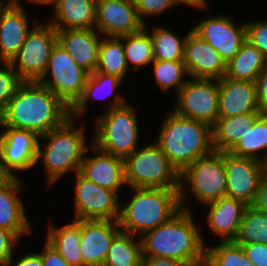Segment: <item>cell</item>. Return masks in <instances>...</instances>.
Instances as JSON below:
<instances>
[{
	"instance_id": "41",
	"label": "cell",
	"mask_w": 267,
	"mask_h": 266,
	"mask_svg": "<svg viewBox=\"0 0 267 266\" xmlns=\"http://www.w3.org/2000/svg\"><path fill=\"white\" fill-rule=\"evenodd\" d=\"M19 238L11 231L0 227V266H10L12 264L13 247Z\"/></svg>"
},
{
	"instance_id": "43",
	"label": "cell",
	"mask_w": 267,
	"mask_h": 266,
	"mask_svg": "<svg viewBox=\"0 0 267 266\" xmlns=\"http://www.w3.org/2000/svg\"><path fill=\"white\" fill-rule=\"evenodd\" d=\"M255 86L259 110L261 114L267 115V69L258 74Z\"/></svg>"
},
{
	"instance_id": "29",
	"label": "cell",
	"mask_w": 267,
	"mask_h": 266,
	"mask_svg": "<svg viewBox=\"0 0 267 266\" xmlns=\"http://www.w3.org/2000/svg\"><path fill=\"white\" fill-rule=\"evenodd\" d=\"M132 235L120 230L114 236L103 266H141L142 243L134 242Z\"/></svg>"
},
{
	"instance_id": "36",
	"label": "cell",
	"mask_w": 267,
	"mask_h": 266,
	"mask_svg": "<svg viewBox=\"0 0 267 266\" xmlns=\"http://www.w3.org/2000/svg\"><path fill=\"white\" fill-rule=\"evenodd\" d=\"M121 81L122 80L118 78L117 76L107 75V74H103V73L96 72V71L89 74L87 81H86V85L83 89L82 95L70 107V117L71 116H72L71 118H73L74 116L78 117L82 115L83 113H85L84 111L86 109V104L89 98L93 95L95 96L96 92L99 91V89L100 90L103 89L106 92L113 93Z\"/></svg>"
},
{
	"instance_id": "4",
	"label": "cell",
	"mask_w": 267,
	"mask_h": 266,
	"mask_svg": "<svg viewBox=\"0 0 267 266\" xmlns=\"http://www.w3.org/2000/svg\"><path fill=\"white\" fill-rule=\"evenodd\" d=\"M131 201L120 206L118 225L134 236H142L168 222L181 210L179 189L138 188Z\"/></svg>"
},
{
	"instance_id": "51",
	"label": "cell",
	"mask_w": 267,
	"mask_h": 266,
	"mask_svg": "<svg viewBox=\"0 0 267 266\" xmlns=\"http://www.w3.org/2000/svg\"><path fill=\"white\" fill-rule=\"evenodd\" d=\"M8 4L9 3H7V4L4 5L3 1L0 0V14L7 7Z\"/></svg>"
},
{
	"instance_id": "15",
	"label": "cell",
	"mask_w": 267,
	"mask_h": 266,
	"mask_svg": "<svg viewBox=\"0 0 267 266\" xmlns=\"http://www.w3.org/2000/svg\"><path fill=\"white\" fill-rule=\"evenodd\" d=\"M192 31L209 43L227 64L246 41V23L234 25L226 16L207 18Z\"/></svg>"
},
{
	"instance_id": "5",
	"label": "cell",
	"mask_w": 267,
	"mask_h": 266,
	"mask_svg": "<svg viewBox=\"0 0 267 266\" xmlns=\"http://www.w3.org/2000/svg\"><path fill=\"white\" fill-rule=\"evenodd\" d=\"M72 120L69 117L61 126L39 136L48 141L42 151L38 143L37 162L42 156L50 185L69 170L78 172L89 149L85 143L84 128H75Z\"/></svg>"
},
{
	"instance_id": "18",
	"label": "cell",
	"mask_w": 267,
	"mask_h": 266,
	"mask_svg": "<svg viewBox=\"0 0 267 266\" xmlns=\"http://www.w3.org/2000/svg\"><path fill=\"white\" fill-rule=\"evenodd\" d=\"M118 221L81 219L80 252L83 266H103L114 236L121 230Z\"/></svg>"
},
{
	"instance_id": "26",
	"label": "cell",
	"mask_w": 267,
	"mask_h": 266,
	"mask_svg": "<svg viewBox=\"0 0 267 266\" xmlns=\"http://www.w3.org/2000/svg\"><path fill=\"white\" fill-rule=\"evenodd\" d=\"M261 112H250L234 117H218L212 126L214 151L229 152L252 127Z\"/></svg>"
},
{
	"instance_id": "9",
	"label": "cell",
	"mask_w": 267,
	"mask_h": 266,
	"mask_svg": "<svg viewBox=\"0 0 267 266\" xmlns=\"http://www.w3.org/2000/svg\"><path fill=\"white\" fill-rule=\"evenodd\" d=\"M57 43L56 28L51 24H36L9 63L14 69L17 68L15 71L23 81H39L45 74L52 50Z\"/></svg>"
},
{
	"instance_id": "34",
	"label": "cell",
	"mask_w": 267,
	"mask_h": 266,
	"mask_svg": "<svg viewBox=\"0 0 267 266\" xmlns=\"http://www.w3.org/2000/svg\"><path fill=\"white\" fill-rule=\"evenodd\" d=\"M154 60L183 61L186 36L179 39L170 30L157 27L152 30Z\"/></svg>"
},
{
	"instance_id": "49",
	"label": "cell",
	"mask_w": 267,
	"mask_h": 266,
	"mask_svg": "<svg viewBox=\"0 0 267 266\" xmlns=\"http://www.w3.org/2000/svg\"><path fill=\"white\" fill-rule=\"evenodd\" d=\"M10 178V175L5 171L3 165H2V159L0 154V183L8 180Z\"/></svg>"
},
{
	"instance_id": "50",
	"label": "cell",
	"mask_w": 267,
	"mask_h": 266,
	"mask_svg": "<svg viewBox=\"0 0 267 266\" xmlns=\"http://www.w3.org/2000/svg\"><path fill=\"white\" fill-rule=\"evenodd\" d=\"M29 1H31V2H35V3H43V4H51L54 0H29Z\"/></svg>"
},
{
	"instance_id": "38",
	"label": "cell",
	"mask_w": 267,
	"mask_h": 266,
	"mask_svg": "<svg viewBox=\"0 0 267 266\" xmlns=\"http://www.w3.org/2000/svg\"><path fill=\"white\" fill-rule=\"evenodd\" d=\"M4 64L5 69L0 67V115L23 82L9 62H4Z\"/></svg>"
},
{
	"instance_id": "3",
	"label": "cell",
	"mask_w": 267,
	"mask_h": 266,
	"mask_svg": "<svg viewBox=\"0 0 267 266\" xmlns=\"http://www.w3.org/2000/svg\"><path fill=\"white\" fill-rule=\"evenodd\" d=\"M161 128L155 143L179 173L198 158L214 151L212 127L205 122L172 112Z\"/></svg>"
},
{
	"instance_id": "30",
	"label": "cell",
	"mask_w": 267,
	"mask_h": 266,
	"mask_svg": "<svg viewBox=\"0 0 267 266\" xmlns=\"http://www.w3.org/2000/svg\"><path fill=\"white\" fill-rule=\"evenodd\" d=\"M121 42L119 37H106L101 40L96 72L114 75L122 80L128 66Z\"/></svg>"
},
{
	"instance_id": "44",
	"label": "cell",
	"mask_w": 267,
	"mask_h": 266,
	"mask_svg": "<svg viewBox=\"0 0 267 266\" xmlns=\"http://www.w3.org/2000/svg\"><path fill=\"white\" fill-rule=\"evenodd\" d=\"M43 266H71L59 254V252L46 241L44 251L41 253Z\"/></svg>"
},
{
	"instance_id": "40",
	"label": "cell",
	"mask_w": 267,
	"mask_h": 266,
	"mask_svg": "<svg viewBox=\"0 0 267 266\" xmlns=\"http://www.w3.org/2000/svg\"><path fill=\"white\" fill-rule=\"evenodd\" d=\"M140 20L145 24L142 17L162 13L168 7L175 6L172 0H134Z\"/></svg>"
},
{
	"instance_id": "47",
	"label": "cell",
	"mask_w": 267,
	"mask_h": 266,
	"mask_svg": "<svg viewBox=\"0 0 267 266\" xmlns=\"http://www.w3.org/2000/svg\"><path fill=\"white\" fill-rule=\"evenodd\" d=\"M14 266H43L41 253H31L22 257Z\"/></svg>"
},
{
	"instance_id": "23",
	"label": "cell",
	"mask_w": 267,
	"mask_h": 266,
	"mask_svg": "<svg viewBox=\"0 0 267 266\" xmlns=\"http://www.w3.org/2000/svg\"><path fill=\"white\" fill-rule=\"evenodd\" d=\"M206 205L210 208L207 216L209 227L222 237V242L233 241L248 205L229 197L220 198Z\"/></svg>"
},
{
	"instance_id": "8",
	"label": "cell",
	"mask_w": 267,
	"mask_h": 266,
	"mask_svg": "<svg viewBox=\"0 0 267 266\" xmlns=\"http://www.w3.org/2000/svg\"><path fill=\"white\" fill-rule=\"evenodd\" d=\"M182 180H187L195 197L208 204L226 197L225 152L213 151L198 158L180 173V206L186 197Z\"/></svg>"
},
{
	"instance_id": "12",
	"label": "cell",
	"mask_w": 267,
	"mask_h": 266,
	"mask_svg": "<svg viewBox=\"0 0 267 266\" xmlns=\"http://www.w3.org/2000/svg\"><path fill=\"white\" fill-rule=\"evenodd\" d=\"M75 219H98L117 221L120 202L117 193L103 188L76 172Z\"/></svg>"
},
{
	"instance_id": "1",
	"label": "cell",
	"mask_w": 267,
	"mask_h": 266,
	"mask_svg": "<svg viewBox=\"0 0 267 266\" xmlns=\"http://www.w3.org/2000/svg\"><path fill=\"white\" fill-rule=\"evenodd\" d=\"M70 117L67 106L39 81H23L0 115V126L35 132L38 136L61 126Z\"/></svg>"
},
{
	"instance_id": "39",
	"label": "cell",
	"mask_w": 267,
	"mask_h": 266,
	"mask_svg": "<svg viewBox=\"0 0 267 266\" xmlns=\"http://www.w3.org/2000/svg\"><path fill=\"white\" fill-rule=\"evenodd\" d=\"M246 40L267 57V20L246 23Z\"/></svg>"
},
{
	"instance_id": "28",
	"label": "cell",
	"mask_w": 267,
	"mask_h": 266,
	"mask_svg": "<svg viewBox=\"0 0 267 266\" xmlns=\"http://www.w3.org/2000/svg\"><path fill=\"white\" fill-rule=\"evenodd\" d=\"M48 227L47 242L52 245L71 266H83L80 252L81 219L66 224L61 228Z\"/></svg>"
},
{
	"instance_id": "42",
	"label": "cell",
	"mask_w": 267,
	"mask_h": 266,
	"mask_svg": "<svg viewBox=\"0 0 267 266\" xmlns=\"http://www.w3.org/2000/svg\"><path fill=\"white\" fill-rule=\"evenodd\" d=\"M242 248L255 266H267V244L252 243L244 244Z\"/></svg>"
},
{
	"instance_id": "17",
	"label": "cell",
	"mask_w": 267,
	"mask_h": 266,
	"mask_svg": "<svg viewBox=\"0 0 267 266\" xmlns=\"http://www.w3.org/2000/svg\"><path fill=\"white\" fill-rule=\"evenodd\" d=\"M183 62L194 79L219 80L225 75L226 64L220 54L192 30L186 35Z\"/></svg>"
},
{
	"instance_id": "53",
	"label": "cell",
	"mask_w": 267,
	"mask_h": 266,
	"mask_svg": "<svg viewBox=\"0 0 267 266\" xmlns=\"http://www.w3.org/2000/svg\"><path fill=\"white\" fill-rule=\"evenodd\" d=\"M265 173L267 174V161L265 162Z\"/></svg>"
},
{
	"instance_id": "22",
	"label": "cell",
	"mask_w": 267,
	"mask_h": 266,
	"mask_svg": "<svg viewBox=\"0 0 267 266\" xmlns=\"http://www.w3.org/2000/svg\"><path fill=\"white\" fill-rule=\"evenodd\" d=\"M92 148L99 152V156L86 158L84 155L79 172L99 186L117 192L122 184H126L123 158L103 152L94 145Z\"/></svg>"
},
{
	"instance_id": "21",
	"label": "cell",
	"mask_w": 267,
	"mask_h": 266,
	"mask_svg": "<svg viewBox=\"0 0 267 266\" xmlns=\"http://www.w3.org/2000/svg\"><path fill=\"white\" fill-rule=\"evenodd\" d=\"M20 3H9L0 14V58L10 62L23 46L30 31Z\"/></svg>"
},
{
	"instance_id": "6",
	"label": "cell",
	"mask_w": 267,
	"mask_h": 266,
	"mask_svg": "<svg viewBox=\"0 0 267 266\" xmlns=\"http://www.w3.org/2000/svg\"><path fill=\"white\" fill-rule=\"evenodd\" d=\"M116 94L109 110L96 119V133L92 145L122 158L136 150L138 126L134 108Z\"/></svg>"
},
{
	"instance_id": "11",
	"label": "cell",
	"mask_w": 267,
	"mask_h": 266,
	"mask_svg": "<svg viewBox=\"0 0 267 266\" xmlns=\"http://www.w3.org/2000/svg\"><path fill=\"white\" fill-rule=\"evenodd\" d=\"M178 104L173 112L180 116L215 124L219 117V80L192 79L178 91Z\"/></svg>"
},
{
	"instance_id": "16",
	"label": "cell",
	"mask_w": 267,
	"mask_h": 266,
	"mask_svg": "<svg viewBox=\"0 0 267 266\" xmlns=\"http://www.w3.org/2000/svg\"><path fill=\"white\" fill-rule=\"evenodd\" d=\"M0 135V154L2 165L10 177L12 170H28L37 163L39 136L29 130L6 127Z\"/></svg>"
},
{
	"instance_id": "19",
	"label": "cell",
	"mask_w": 267,
	"mask_h": 266,
	"mask_svg": "<svg viewBox=\"0 0 267 266\" xmlns=\"http://www.w3.org/2000/svg\"><path fill=\"white\" fill-rule=\"evenodd\" d=\"M218 106L219 117L261 112L257 103L255 82L220 78Z\"/></svg>"
},
{
	"instance_id": "45",
	"label": "cell",
	"mask_w": 267,
	"mask_h": 266,
	"mask_svg": "<svg viewBox=\"0 0 267 266\" xmlns=\"http://www.w3.org/2000/svg\"><path fill=\"white\" fill-rule=\"evenodd\" d=\"M251 206L267 214V174L266 173L263 175L260 181L255 200Z\"/></svg>"
},
{
	"instance_id": "2",
	"label": "cell",
	"mask_w": 267,
	"mask_h": 266,
	"mask_svg": "<svg viewBox=\"0 0 267 266\" xmlns=\"http://www.w3.org/2000/svg\"><path fill=\"white\" fill-rule=\"evenodd\" d=\"M190 214L183 208L168 222L142 235V256L168 257L185 266H204L206 248Z\"/></svg>"
},
{
	"instance_id": "31",
	"label": "cell",
	"mask_w": 267,
	"mask_h": 266,
	"mask_svg": "<svg viewBox=\"0 0 267 266\" xmlns=\"http://www.w3.org/2000/svg\"><path fill=\"white\" fill-rule=\"evenodd\" d=\"M267 150V115L261 114L242 139L229 151L239 157H249L265 163L267 152L264 158L257 156L260 150Z\"/></svg>"
},
{
	"instance_id": "52",
	"label": "cell",
	"mask_w": 267,
	"mask_h": 266,
	"mask_svg": "<svg viewBox=\"0 0 267 266\" xmlns=\"http://www.w3.org/2000/svg\"><path fill=\"white\" fill-rule=\"evenodd\" d=\"M9 3H20L19 0H9Z\"/></svg>"
},
{
	"instance_id": "35",
	"label": "cell",
	"mask_w": 267,
	"mask_h": 266,
	"mask_svg": "<svg viewBox=\"0 0 267 266\" xmlns=\"http://www.w3.org/2000/svg\"><path fill=\"white\" fill-rule=\"evenodd\" d=\"M204 266H255L247 258L242 246L233 241L222 242L216 247L206 248Z\"/></svg>"
},
{
	"instance_id": "13",
	"label": "cell",
	"mask_w": 267,
	"mask_h": 266,
	"mask_svg": "<svg viewBox=\"0 0 267 266\" xmlns=\"http://www.w3.org/2000/svg\"><path fill=\"white\" fill-rule=\"evenodd\" d=\"M225 167L226 197L240 200L251 206L265 174V163L225 152Z\"/></svg>"
},
{
	"instance_id": "10",
	"label": "cell",
	"mask_w": 267,
	"mask_h": 266,
	"mask_svg": "<svg viewBox=\"0 0 267 266\" xmlns=\"http://www.w3.org/2000/svg\"><path fill=\"white\" fill-rule=\"evenodd\" d=\"M49 72L52 79L48 80L46 75ZM88 76L89 73L81 68L70 54L57 43L52 50L45 74L39 82L71 107L82 95Z\"/></svg>"
},
{
	"instance_id": "48",
	"label": "cell",
	"mask_w": 267,
	"mask_h": 266,
	"mask_svg": "<svg viewBox=\"0 0 267 266\" xmlns=\"http://www.w3.org/2000/svg\"><path fill=\"white\" fill-rule=\"evenodd\" d=\"M175 5L178 3H185L188 4L189 6H193L196 8H207L206 6L208 5L205 0H172Z\"/></svg>"
},
{
	"instance_id": "25",
	"label": "cell",
	"mask_w": 267,
	"mask_h": 266,
	"mask_svg": "<svg viewBox=\"0 0 267 266\" xmlns=\"http://www.w3.org/2000/svg\"><path fill=\"white\" fill-rule=\"evenodd\" d=\"M96 2L97 0H54L55 22L53 20L50 24L56 29H94Z\"/></svg>"
},
{
	"instance_id": "37",
	"label": "cell",
	"mask_w": 267,
	"mask_h": 266,
	"mask_svg": "<svg viewBox=\"0 0 267 266\" xmlns=\"http://www.w3.org/2000/svg\"><path fill=\"white\" fill-rule=\"evenodd\" d=\"M154 76L162 90L176 86L177 92L186 83L183 81V75L188 74L183 61L154 60Z\"/></svg>"
},
{
	"instance_id": "27",
	"label": "cell",
	"mask_w": 267,
	"mask_h": 266,
	"mask_svg": "<svg viewBox=\"0 0 267 266\" xmlns=\"http://www.w3.org/2000/svg\"><path fill=\"white\" fill-rule=\"evenodd\" d=\"M265 69L267 57L246 40L234 58L226 64L224 77L255 82L258 74Z\"/></svg>"
},
{
	"instance_id": "20",
	"label": "cell",
	"mask_w": 267,
	"mask_h": 266,
	"mask_svg": "<svg viewBox=\"0 0 267 266\" xmlns=\"http://www.w3.org/2000/svg\"><path fill=\"white\" fill-rule=\"evenodd\" d=\"M94 29H57L58 43L74 61L89 74L97 69L99 39Z\"/></svg>"
},
{
	"instance_id": "24",
	"label": "cell",
	"mask_w": 267,
	"mask_h": 266,
	"mask_svg": "<svg viewBox=\"0 0 267 266\" xmlns=\"http://www.w3.org/2000/svg\"><path fill=\"white\" fill-rule=\"evenodd\" d=\"M20 183L17 176L0 183V227L13 232L18 238L31 233L23 204L15 194L20 190Z\"/></svg>"
},
{
	"instance_id": "33",
	"label": "cell",
	"mask_w": 267,
	"mask_h": 266,
	"mask_svg": "<svg viewBox=\"0 0 267 266\" xmlns=\"http://www.w3.org/2000/svg\"><path fill=\"white\" fill-rule=\"evenodd\" d=\"M119 38L126 40L123 47L127 66L130 61L135 65L134 70H138V67L154 61L153 42L149 32L145 30V25L140 31Z\"/></svg>"
},
{
	"instance_id": "7",
	"label": "cell",
	"mask_w": 267,
	"mask_h": 266,
	"mask_svg": "<svg viewBox=\"0 0 267 266\" xmlns=\"http://www.w3.org/2000/svg\"><path fill=\"white\" fill-rule=\"evenodd\" d=\"M125 183L130 188H180V173L155 143L123 158Z\"/></svg>"
},
{
	"instance_id": "46",
	"label": "cell",
	"mask_w": 267,
	"mask_h": 266,
	"mask_svg": "<svg viewBox=\"0 0 267 266\" xmlns=\"http://www.w3.org/2000/svg\"><path fill=\"white\" fill-rule=\"evenodd\" d=\"M141 266H185L178 260L168 257L142 256Z\"/></svg>"
},
{
	"instance_id": "32",
	"label": "cell",
	"mask_w": 267,
	"mask_h": 266,
	"mask_svg": "<svg viewBox=\"0 0 267 266\" xmlns=\"http://www.w3.org/2000/svg\"><path fill=\"white\" fill-rule=\"evenodd\" d=\"M233 242L239 246L252 243L267 244V214L248 206Z\"/></svg>"
},
{
	"instance_id": "14",
	"label": "cell",
	"mask_w": 267,
	"mask_h": 266,
	"mask_svg": "<svg viewBox=\"0 0 267 266\" xmlns=\"http://www.w3.org/2000/svg\"><path fill=\"white\" fill-rule=\"evenodd\" d=\"M96 30L108 37H120L140 31V20L134 0H97Z\"/></svg>"
}]
</instances>
